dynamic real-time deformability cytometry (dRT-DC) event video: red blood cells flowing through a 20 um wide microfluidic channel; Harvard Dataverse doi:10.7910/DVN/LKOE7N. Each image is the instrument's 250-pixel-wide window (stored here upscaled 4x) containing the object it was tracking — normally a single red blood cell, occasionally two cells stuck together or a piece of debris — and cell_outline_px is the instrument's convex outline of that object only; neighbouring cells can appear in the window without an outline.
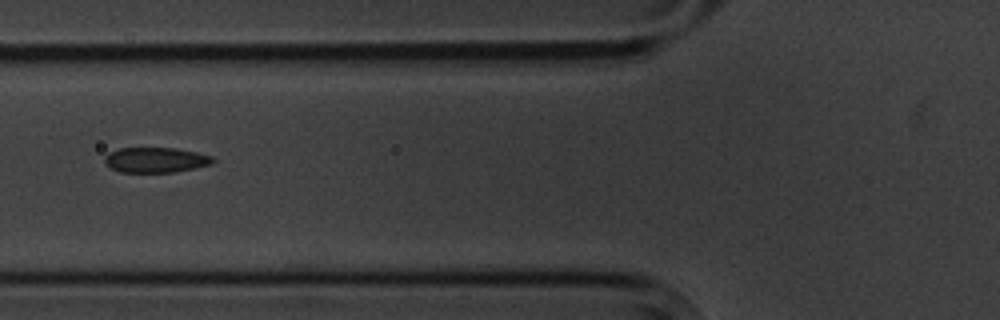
{"species": "common noctule bat (a hibernating species)", "species_latin": "Nyctalus noctula", "temperature_condition": "cold", "stored_images_in_passage": 4, "camera_frame_rate_fps": 3000, "um_per_image_px": 0.085, "animal": {"sex": "male", "body_mass_g": 20.1, "forearm_length_mm": 53.5}, "frame": {"image": 1, "passage_image": 2, "time_ms": 1.0, "image_size_px": [1000, 320], "cell_outline_px": [[216, 160], [212, 164], [172, 172], [120, 172], [104, 164], [104, 156], [108, 152], [120, 148], [172, 148], [196, 152], [212, 156]], "centroid_in_image_um": [13.19, 13.59], "position_along_channel_um": 112.6, "area_um2": 15.84}}
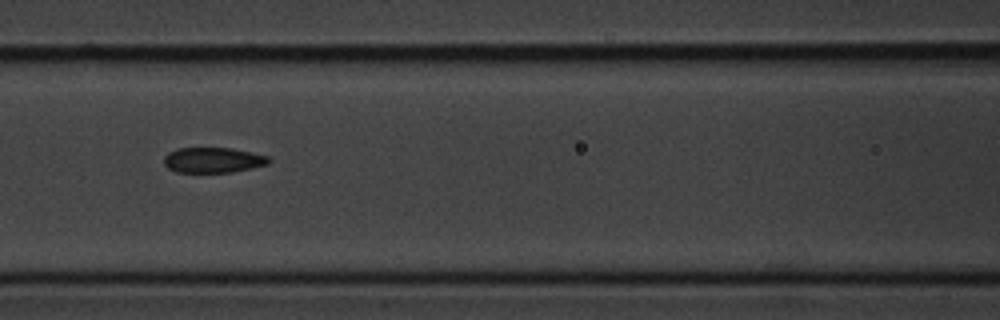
{"frame": {"image": 2, "passage_image": 3, "time_ms": 2.0, "image_size_px": [1000, 320], "cell_outline_px": [[272, 160], [268, 164], [252, 168], [232, 172], [176, 172], [168, 168], [164, 164], [164, 156], [168, 152], [176, 148], [232, 148], [252, 152], [268, 156]], "centroid_in_image_um": [18.11, 13.6], "position_along_channel_um": 148.5, "area_um2": 15.61}}
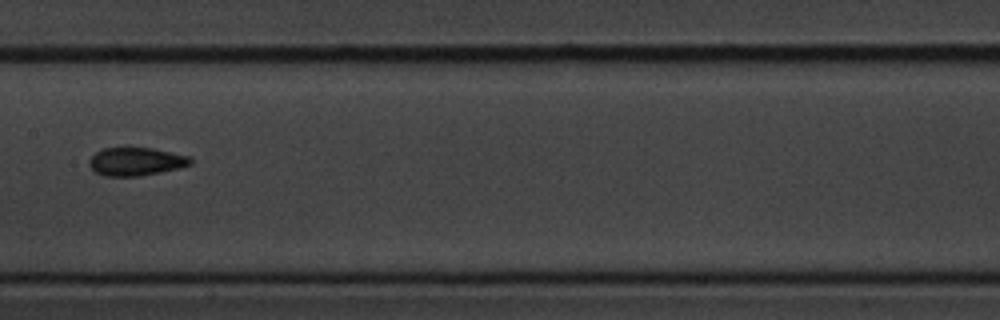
{"frame": {"image": 3, "passage_image": 4, "time_ms": 3.333, "image_size_px": [1000, 320], "cell_outline_px": [[192, 164], [180, 168], [140, 176], [104, 176], [96, 172], [88, 164], [88, 160], [96, 152], [104, 148], [124, 144], [152, 148], [188, 156], [192, 160]], "centroid_in_image_um": [11.52, 13.69], "position_along_channel_um": 195.9, "area_um2": 17.22}}